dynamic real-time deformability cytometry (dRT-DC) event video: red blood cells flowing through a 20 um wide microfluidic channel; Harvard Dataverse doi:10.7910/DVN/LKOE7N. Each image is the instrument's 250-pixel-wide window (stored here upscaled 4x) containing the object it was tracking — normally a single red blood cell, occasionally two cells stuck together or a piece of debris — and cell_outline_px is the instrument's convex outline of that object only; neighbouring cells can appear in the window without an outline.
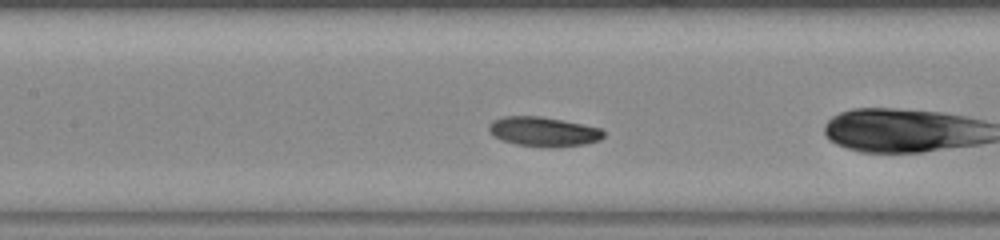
{"species": "common noctule bat (a hibernating species)", "species_latin": "Nyctalus noctula", "temperature_condition": "warm", "stored_images_in_passage": 38, "camera_frame_rate_fps": 3000, "um_per_image_px": 0.085, "animal": {"sex": "female", "body_mass_g": 23.0, "forearm_length_mm": 53.4}, "frame": {"image": 1, "passage_image": 13, "time_ms": 4.0, "image_size_px": [1000, 240], "cell_outline_px": [[604, 136], [600, 140], [584, 144], [552, 148], [548, 148], [516, 144], [504, 140], [496, 136], [488, 128], [488, 124], [492, 120], [504, 116], [540, 116], [600, 128], [604, 132]], "centroid_in_image_um": [46.2, 11.19], "position_along_channel_um": 161.2, "area_um2": 19.54}}
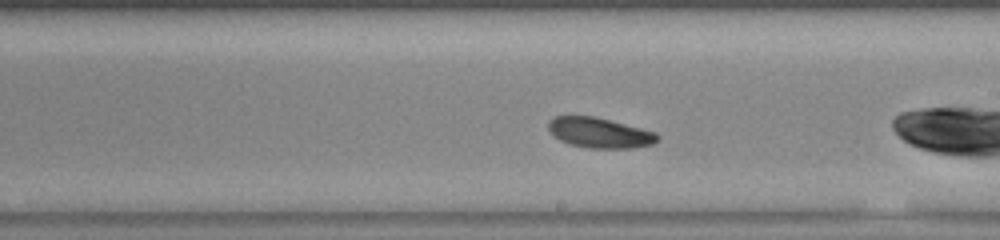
{"frame": {"image": 2, "passage_image": 19, "time_ms": 6.0, "image_size_px": [1000, 240], "cell_outline_px": [[660, 136], [652, 144], [632, 148], [588, 148], [568, 144], [560, 140], [548, 128], [548, 120], [552, 116], [592, 116], [656, 132]], "centroid_in_image_um": [50.94, 11.29], "position_along_channel_um": 238.1, "area_um2": 19.02}}
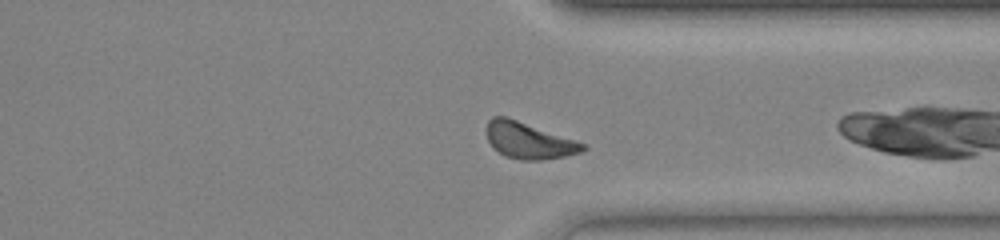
{"frame": {"image": 3, "passage_image": 29, "time_ms": 9.333, "image_size_px": [1000, 240], "cell_outline_px": [[588, 148], [580, 152], [564, 156], [540, 160], [520, 160], [504, 156], [488, 140], [484, 128], [488, 120], [492, 116], [504, 116], [516, 120], [584, 144]], "centroid_in_image_um": [44.87, 11.95], "position_along_channel_um": 366.5, "area_um2": 19.88}, "authors_computed_cell_mechanics": {"area_um2": 19.7387, "velocity_mm_per_s": 3.8656, "shape_relaxation_time_tau1_ms": 1.6406, "shape_relaxation_time_tau2_ms": null, "deformation_change_tau1": 0.0635, "deformation_change_tau2": null}}